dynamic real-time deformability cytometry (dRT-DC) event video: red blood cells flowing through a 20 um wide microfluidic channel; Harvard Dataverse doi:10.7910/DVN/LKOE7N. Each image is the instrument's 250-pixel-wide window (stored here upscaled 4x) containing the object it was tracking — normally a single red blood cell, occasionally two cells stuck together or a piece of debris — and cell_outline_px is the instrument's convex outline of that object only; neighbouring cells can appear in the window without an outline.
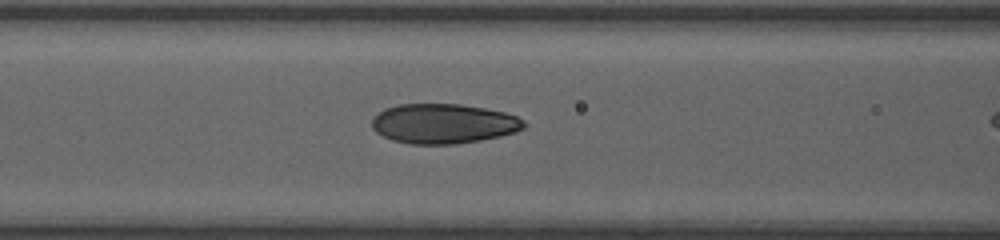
{"species": "human", "species_latin": "Homo sapiens", "temperature_condition": "room temperature", "stored_images_in_passage": 27, "camera_frame_rate_fps": 3000, "um_per_image_px": 0.085, "donor": {"sex": "female"}, "frame": {"image": 1, "passage_image": 20, "time_ms": 6.333, "image_size_px": [1000, 240], "cell_outline_px": [[524, 128], [516, 132], [500, 136], [480, 140], [456, 144], [408, 144], [392, 140], [376, 132], [372, 128], [372, 120], [384, 108], [400, 104], [460, 104], [484, 108], [504, 112], [516, 116], [524, 120]], "centroid_in_image_um": [37.69, 10.51], "position_along_channel_um": 128.9, "area_um2": 35.2}}
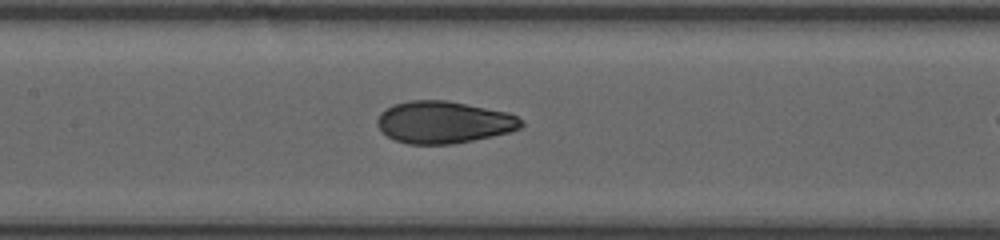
{"frame": {"image": 2, "passage_image": 23, "time_ms": 7.333, "image_size_px": [1000, 240], "cell_outline_px": [[524, 124], [520, 128], [508, 132], [492, 136], [452, 144], [408, 144], [396, 140], [380, 132], [376, 124], [376, 120], [380, 112], [392, 104], [408, 100], [448, 100], [508, 112], [524, 120]], "centroid_in_image_um": [37.68, 10.38], "position_along_channel_um": 169.7, "area_um2": 35.6}}